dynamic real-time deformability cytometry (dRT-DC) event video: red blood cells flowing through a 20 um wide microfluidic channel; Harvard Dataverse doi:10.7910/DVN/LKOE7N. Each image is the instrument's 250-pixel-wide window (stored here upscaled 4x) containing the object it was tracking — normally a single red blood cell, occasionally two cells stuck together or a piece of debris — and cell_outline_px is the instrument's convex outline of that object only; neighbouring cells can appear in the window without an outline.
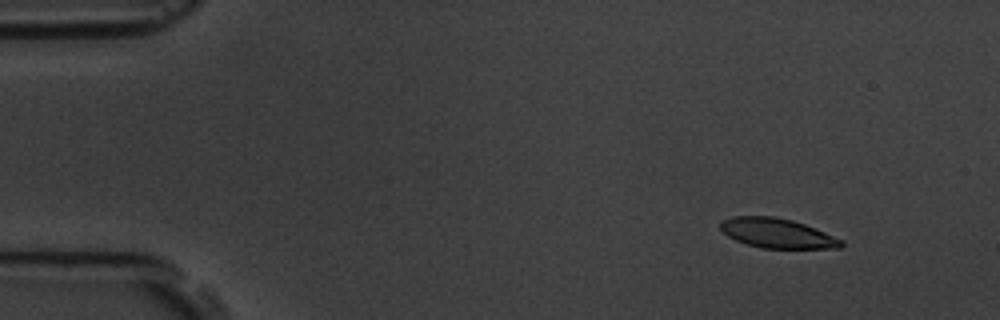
{"species": "common noctule bat (a hibernating species)", "species_latin": "Nyctalus noctula", "temperature_condition": "room temperature", "stored_images_in_passage": 6, "segment_of_instrument_passage": [1, 2], "camera_frame_rate_fps": 3000, "um_per_image_px": 0.085, "animal": {"sex": "male", "body_mass_g": 19.5, "forearm_length_mm": 54.6}, "frame": {"image": 1, "passage_image": 2, "time_ms": 1.333, "image_size_px": [1000, 320], "cell_outline_px": [[844, 244], [840, 248], [760, 248], [736, 240], [728, 236], [720, 228], [720, 224], [724, 220], [732, 216], [772, 216], [792, 220], [804, 224], [844, 240]], "centroid_in_image_um": [66.07, 19.82], "position_along_channel_um": 18.9, "area_um2": 20.69}}
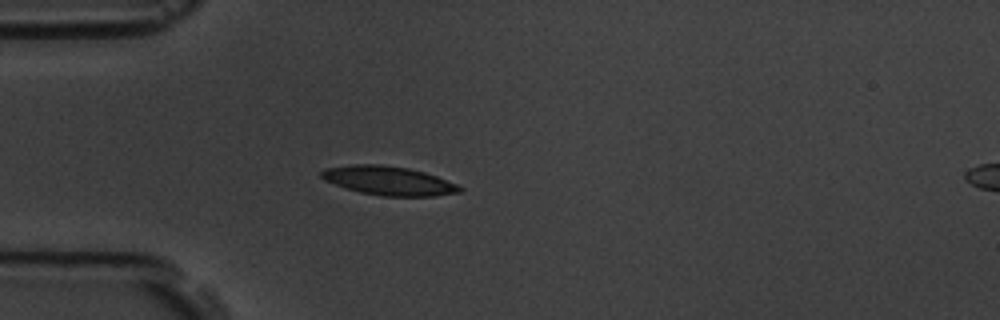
{"frame": {"image": 2, "passage_image": 5, "time_ms": 4.667, "image_size_px": [1000, 320], "cell_outline_px": [[464, 188], [460, 192], [436, 196], [384, 196], [360, 192], [324, 180], [320, 176], [320, 172], [328, 168], [352, 164], [380, 164], [408, 168], [424, 172], [436, 176], [456, 184]], "centroid_in_image_um": [33.05, 15.36], "position_along_channel_um": 51.9, "area_um2": 23.06}}